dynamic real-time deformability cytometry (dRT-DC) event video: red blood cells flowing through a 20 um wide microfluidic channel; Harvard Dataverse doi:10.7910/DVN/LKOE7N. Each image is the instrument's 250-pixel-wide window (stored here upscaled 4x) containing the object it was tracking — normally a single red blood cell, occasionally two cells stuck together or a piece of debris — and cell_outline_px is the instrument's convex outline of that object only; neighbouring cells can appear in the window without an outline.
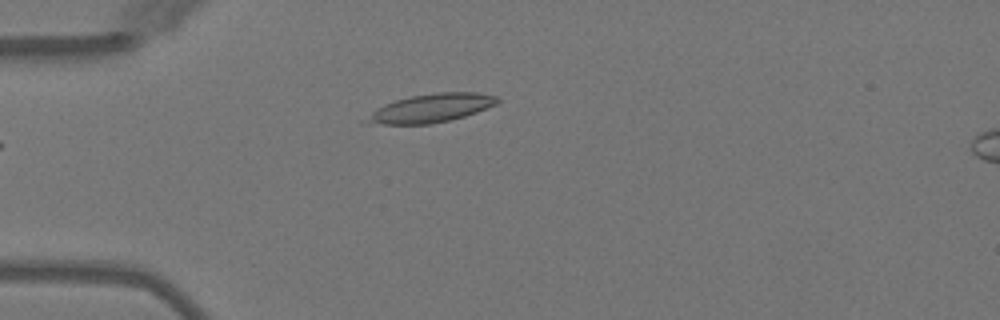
{"species": "Egyptian fruit bat (a non-hibernating species)", "species_latin": "Rousettus aegyptiacus", "temperature_condition": "warm", "stored_images_in_passage": 2, "camera_frame_rate_fps": 3000, "um_per_image_px": 0.085, "animal": {"sex": "female"}, "frame": {"image": 1, "passage_image": 2, "time_ms": 1.0, "image_size_px": [1000, 320], "cell_outline_px": [[500, 100], [496, 104], [476, 112], [464, 116], [432, 124], [360, 124], [360, 120], [376, 108], [384, 104], [396, 100], [412, 96], [440, 92], [476, 92], [496, 96]], "centroid_in_image_um": [36.54, 9.21], "position_along_channel_um": 48.5, "area_um2": 21.85}}